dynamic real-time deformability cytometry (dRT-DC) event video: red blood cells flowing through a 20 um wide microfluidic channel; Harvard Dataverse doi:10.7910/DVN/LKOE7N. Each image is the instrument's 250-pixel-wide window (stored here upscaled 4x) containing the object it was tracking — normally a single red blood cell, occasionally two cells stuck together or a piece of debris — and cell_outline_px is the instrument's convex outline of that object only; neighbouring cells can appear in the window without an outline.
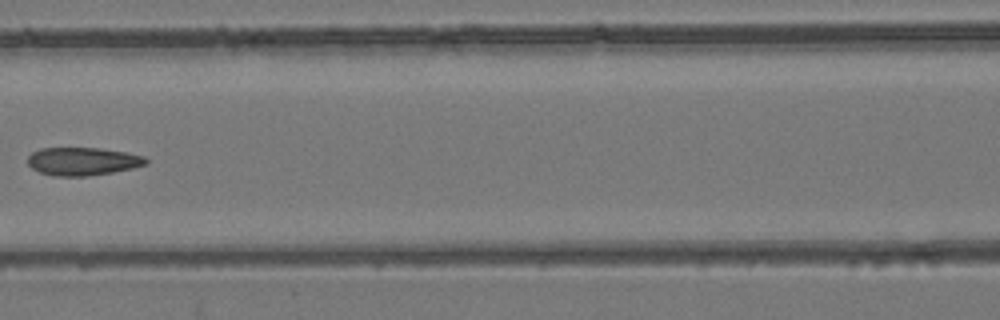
{"species": "common noctule bat (a hibernating species)", "species_latin": "Nyctalus noctula", "temperature_condition": "room temperature", "stored_images_in_passage": 7, "camera_frame_rate_fps": 3000, "um_per_image_px": 0.085, "animal": {"sex": "female", "body_mass_g": 24.6, "forearm_length_mm": 56.2}, "frame": {"image": 1, "passage_image": 6, "time_ms": 6.0, "image_size_px": [1000, 320], "cell_outline_px": [[148, 164], [132, 168], [112, 172], [88, 176], [52, 176], [40, 172], [32, 168], [28, 164], [28, 156], [32, 152], [40, 148], [100, 148], [124, 152], [144, 156], [148, 160]], "centroid_in_image_um": [7.02, 13.71], "position_along_channel_um": 159.6, "area_um2": 19.31}}
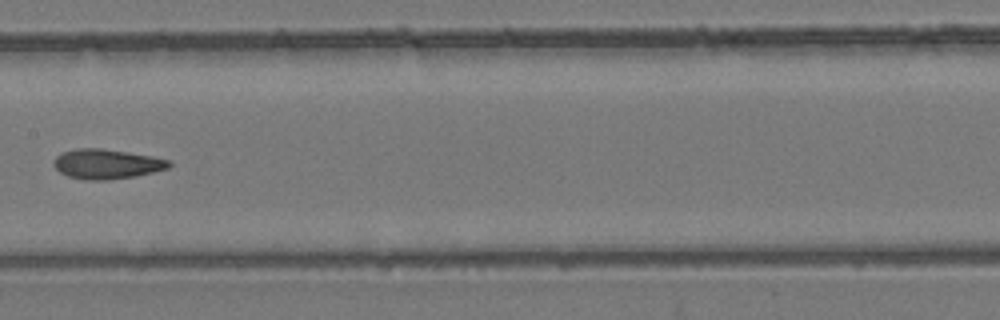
{"frame": {"image": 2, "passage_image": 7, "time_ms": 7.0, "image_size_px": [1000, 320], "cell_outline_px": [[172, 164], [168, 168], [136, 176], [108, 180], [84, 180], [68, 176], [60, 172], [52, 164], [56, 156], [60, 152], [76, 148], [100, 148], [128, 152], [152, 156], [168, 160]], "centroid_in_image_um": [9.03, 13.94], "position_along_channel_um": 198.4, "area_um2": 20.06}}